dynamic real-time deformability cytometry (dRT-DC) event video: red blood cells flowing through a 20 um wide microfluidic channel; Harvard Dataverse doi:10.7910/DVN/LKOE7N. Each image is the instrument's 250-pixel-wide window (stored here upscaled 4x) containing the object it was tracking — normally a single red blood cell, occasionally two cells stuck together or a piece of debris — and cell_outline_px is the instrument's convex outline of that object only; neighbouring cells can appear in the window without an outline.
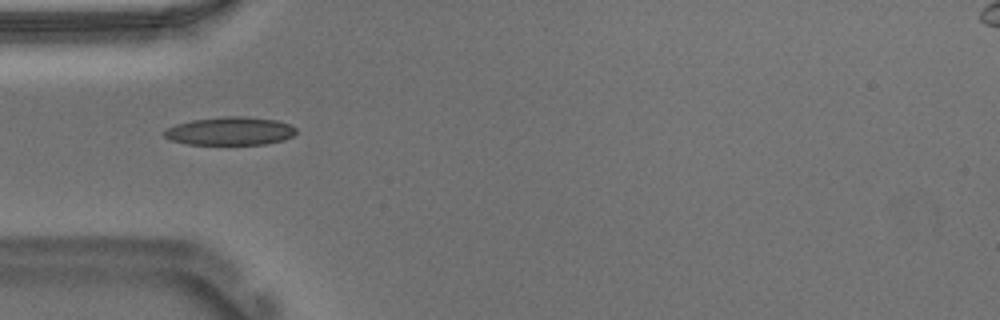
{"species": "Egyptian fruit bat (a non-hibernating species)", "species_latin": "Rousettus aegyptiacus", "temperature_condition": "warm", "stored_images_in_passage": 10, "camera_frame_rate_fps": 3000, "um_per_image_px": 0.085, "animal": {"sex": "male"}, "frame": {"image": 1, "passage_image": 1, "time_ms": 0.0, "image_size_px": [1000, 320], "cell_outline_px": [[296, 132], [292, 136], [284, 140], [264, 144], [188, 144], [168, 140], [164, 136], [164, 132], [168, 128], [176, 124], [192, 120], [224, 116], [244, 116], [276, 120], [292, 124], [296, 128]], "centroid_in_image_um": [19.58, 11.14], "position_along_channel_um": 65.4, "area_um2": 21.73}}
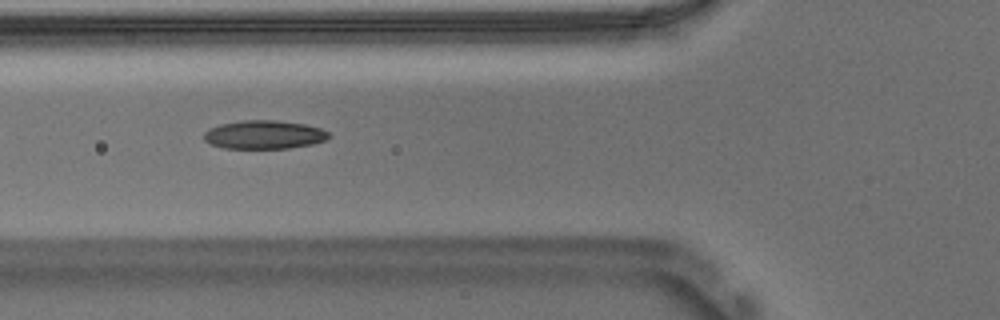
{"frame": {"image": 2, "passage_image": 4, "time_ms": 1.0, "image_size_px": [1000, 320], "cell_outline_px": [[328, 140], [312, 144], [288, 148], [224, 148], [208, 144], [204, 140], [204, 132], [208, 128], [220, 124], [244, 120], [276, 120], [304, 124], [320, 128], [328, 132]], "centroid_in_image_um": [22.41, 11.45], "position_along_channel_um": 103.4, "area_um2": 20.81}}